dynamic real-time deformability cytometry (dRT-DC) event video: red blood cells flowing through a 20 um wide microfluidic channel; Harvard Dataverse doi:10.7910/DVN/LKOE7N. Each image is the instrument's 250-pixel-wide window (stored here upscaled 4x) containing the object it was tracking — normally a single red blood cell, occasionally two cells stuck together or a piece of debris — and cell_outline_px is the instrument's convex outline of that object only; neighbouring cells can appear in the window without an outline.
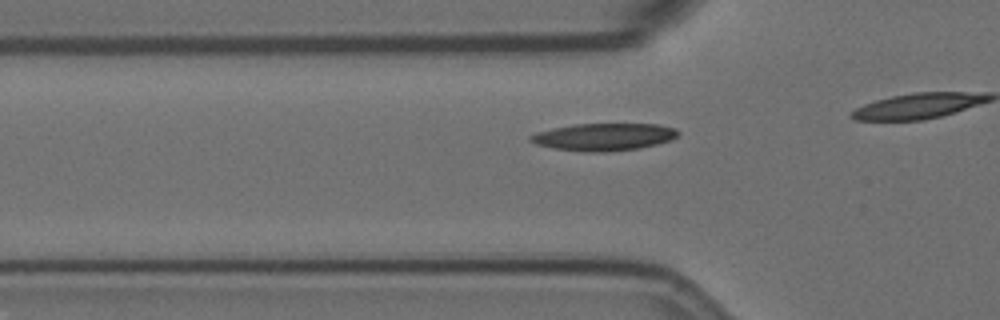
{"species": "Egyptian fruit bat (a non-hibernating species)", "species_latin": "Rousettus aegyptiacus", "temperature_condition": "room temperature", "stored_images_in_passage": 20, "camera_frame_rate_fps": 3000, "um_per_image_px": 0.085, "animal": {"sex": "female"}, "frame": {"image": 1, "passage_image": 15, "time_ms": 4.667, "image_size_px": [1000, 320], "cell_outline_px": [[680, 132], [672, 140], [640, 148], [604, 152], [584, 152], [556, 148], [536, 144], [528, 140], [528, 136], [536, 132], [552, 128], [572, 124], [660, 124], [676, 128]], "centroid_in_image_um": [51.33, 11.63], "position_along_channel_um": 74.5, "area_um2": 23.64}}
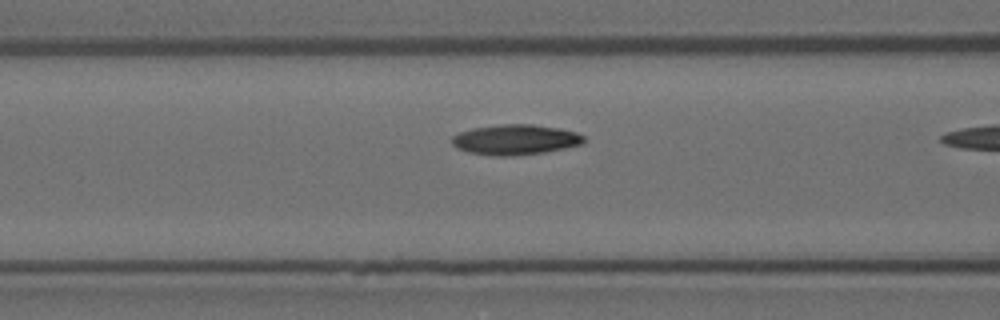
{"frame": {"image": 2, "passage_image": 19, "time_ms": 6.0, "image_size_px": [1000, 320], "cell_outline_px": [[584, 144], [544, 152], [512, 156], [492, 156], [468, 152], [456, 148], [452, 144], [452, 136], [460, 132], [472, 128], [500, 124], [532, 124], [560, 128], [576, 132], [584, 136]], "centroid_in_image_um": [43.79, 11.87], "position_along_channel_um": 122.8, "area_um2": 23.41}}